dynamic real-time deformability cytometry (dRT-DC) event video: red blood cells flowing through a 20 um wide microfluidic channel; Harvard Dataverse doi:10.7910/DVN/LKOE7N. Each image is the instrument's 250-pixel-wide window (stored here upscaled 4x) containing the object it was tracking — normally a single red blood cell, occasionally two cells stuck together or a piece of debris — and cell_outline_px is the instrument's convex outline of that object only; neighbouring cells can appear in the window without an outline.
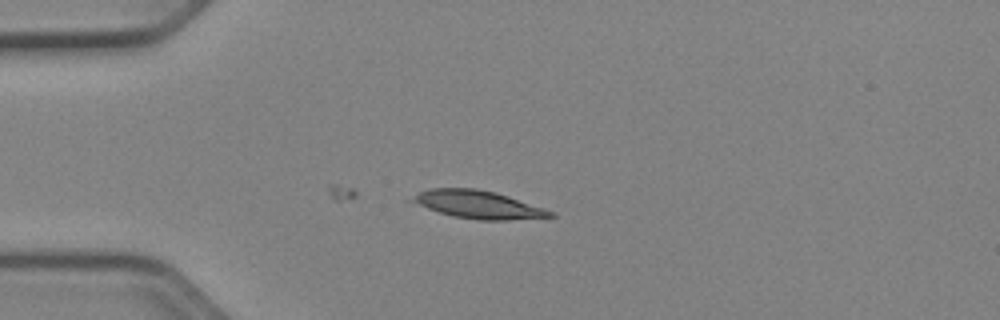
{"species": "Egyptian fruit bat (a non-hibernating species)", "species_latin": "Rousettus aegyptiacus", "temperature_condition": "cold", "stored_images_in_passage": 37, "camera_frame_rate_fps": 3000, "um_per_image_px": 0.085, "animal": {"sex": "female"}, "frame": {"image": 1, "passage_image": 1, "time_ms": 0.0, "image_size_px": [1000, 320], "cell_outline_px": [[556, 216], [508, 220], [480, 220], [452, 216], [404, 200], [420, 192], [432, 188], [476, 188], [496, 192], [556, 212]], "centroid_in_image_um": [40.62, 17.38], "position_along_channel_um": 44.4, "area_um2": 22.43}}